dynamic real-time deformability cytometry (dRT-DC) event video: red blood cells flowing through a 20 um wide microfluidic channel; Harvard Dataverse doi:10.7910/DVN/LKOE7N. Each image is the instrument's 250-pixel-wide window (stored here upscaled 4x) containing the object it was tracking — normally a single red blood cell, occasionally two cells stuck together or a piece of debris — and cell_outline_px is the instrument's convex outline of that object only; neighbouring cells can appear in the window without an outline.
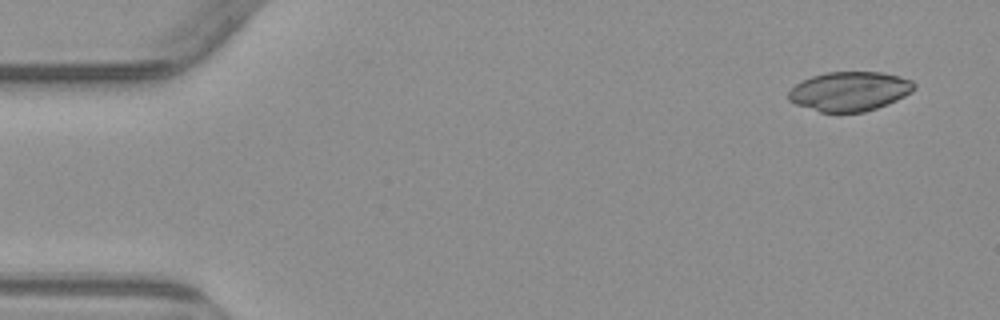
{"species": "common noctule bat (a hibernating species)", "species_latin": "Nyctalus noctula", "temperature_condition": "warm", "stored_images_in_passage": 5, "camera_frame_rate_fps": 3000, "um_per_image_px": 0.085, "animal": {"sex": "male", "body_mass_g": 23.1, "forearm_length_mm": 52.7}, "frame": {"image": 1, "passage_image": 1, "time_ms": 0.0, "image_size_px": [1000, 320], "cell_outline_px": [[916, 88], [912, 92], [888, 104], [864, 112], [820, 112], [796, 104], [788, 100], [788, 92], [796, 84], [812, 76], [828, 72], [880, 72], [912, 80], [916, 84]], "centroid_in_image_um": [72.23, 7.76], "position_along_channel_um": 12.8, "area_um2": 28.67}}